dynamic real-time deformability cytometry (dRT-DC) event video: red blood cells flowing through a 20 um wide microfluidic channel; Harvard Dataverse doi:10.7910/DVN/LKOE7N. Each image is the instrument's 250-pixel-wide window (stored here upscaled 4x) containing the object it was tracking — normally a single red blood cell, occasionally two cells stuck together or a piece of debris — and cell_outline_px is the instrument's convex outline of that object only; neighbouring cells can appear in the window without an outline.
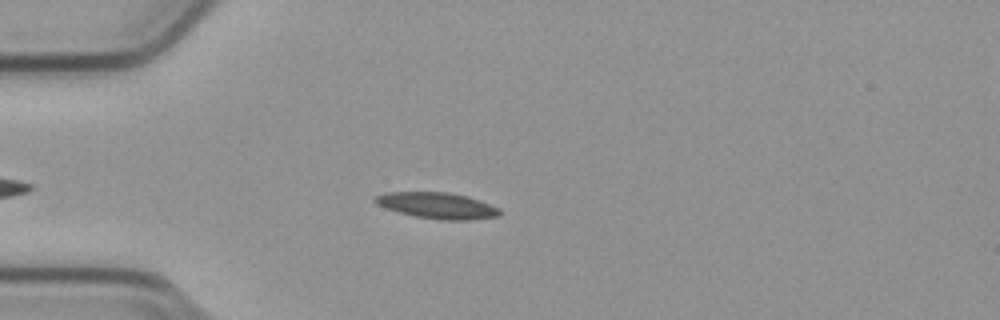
{"species": "common noctule bat (a hibernating species)", "species_latin": "Nyctalus noctula", "temperature_condition": "cold", "stored_images_in_passage": 50, "camera_frame_rate_fps": 3000, "um_per_image_px": 0.085, "animal": {"sex": "male", "body_mass_g": 23.1, "forearm_length_mm": 52.7}, "frame": {"image": 1, "passage_image": 10, "time_ms": 3.0, "image_size_px": [1000, 320], "cell_outline_px": [[500, 216], [472, 220], [440, 220], [416, 216], [400, 212], [376, 204], [372, 200], [372, 196], [388, 192], [448, 192], [468, 196], [480, 200], [500, 208]], "centroid_in_image_um": [37.18, 17.47], "position_along_channel_um": 47.8, "area_um2": 19.07}}
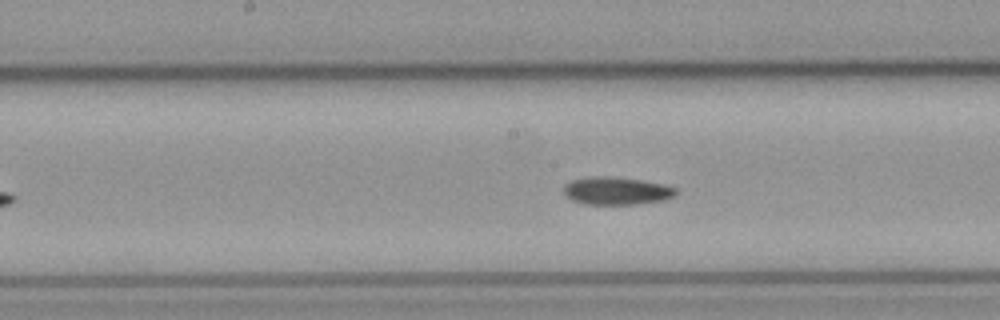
{"frame": {"image": 2, "passage_image": 23, "time_ms": 7.333, "image_size_px": [1000, 320], "cell_outline_px": [[676, 196], [664, 200], [636, 204], [584, 204], [572, 200], [564, 192], [564, 184], [572, 180], [588, 176], [608, 176], [640, 180], [664, 184], [676, 188]], "centroid_in_image_um": [52.4, 16.22], "position_along_channel_um": 195.8, "area_um2": 18.15}}
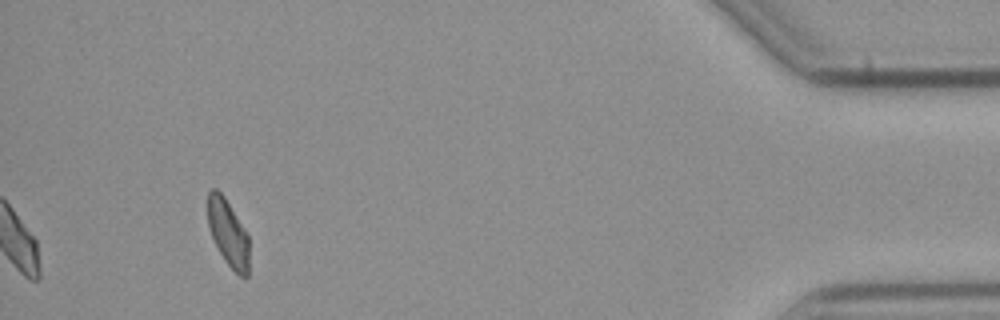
{"frame": {"image": 3, "passage_image": 46, "time_ms": 15.0, "image_size_px": [1000, 320], "cell_outline_px": [[248, 276], [240, 276], [228, 264], [220, 252], [212, 236], [208, 224], [208, 192], [212, 188], [216, 188], [224, 196], [248, 236]], "centroid_in_image_um": [19.38, 19.78], "position_along_channel_um": 415.8, "area_um2": 15.55}, "authors_computed_cell_mechanics": {"area_um2": 17.7157, "velocity_mm_per_s": 3.7804, "shape_relaxation_time_tau1_ms": 6.996, "shape_relaxation_time_tau2_ms": null, "deformation_change_tau1": 0.1567, "deformation_change_tau2": null}}